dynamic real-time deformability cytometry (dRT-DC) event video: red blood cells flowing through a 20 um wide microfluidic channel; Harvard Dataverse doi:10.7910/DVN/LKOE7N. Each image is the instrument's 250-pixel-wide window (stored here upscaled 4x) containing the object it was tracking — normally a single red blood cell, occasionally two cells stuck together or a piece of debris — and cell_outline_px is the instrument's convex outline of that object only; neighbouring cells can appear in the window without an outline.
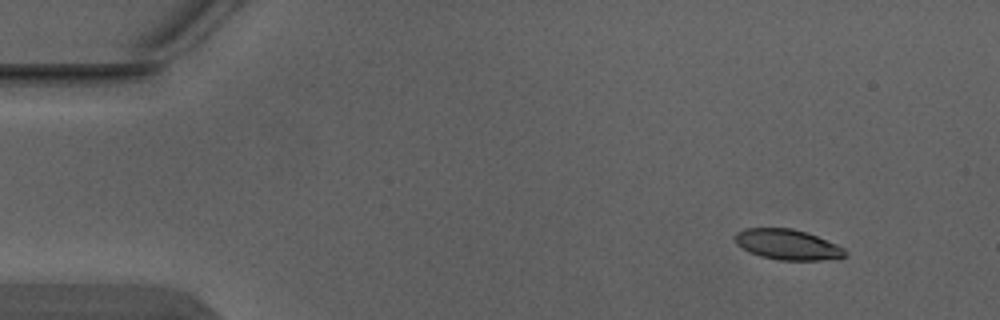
{"species": "Egyptian fruit bat (a non-hibernating species)", "species_latin": "Rousettus aegyptiacus", "temperature_condition": "warm", "stored_images_in_passage": 4, "camera_frame_rate_fps": 3000, "um_per_image_px": 0.085, "animal": {"sex": "male"}, "frame": {"image": 1, "passage_image": 1, "time_ms": 0.0, "image_size_px": [1000, 320], "cell_outline_px": [[848, 252], [840, 260], [780, 260], [760, 256], [736, 244], [736, 232], [744, 228], [792, 228], [816, 236], [836, 244], [844, 248]], "centroid_in_image_um": [66.99, 20.8], "position_along_channel_um": 18.0, "area_um2": 19.42}}